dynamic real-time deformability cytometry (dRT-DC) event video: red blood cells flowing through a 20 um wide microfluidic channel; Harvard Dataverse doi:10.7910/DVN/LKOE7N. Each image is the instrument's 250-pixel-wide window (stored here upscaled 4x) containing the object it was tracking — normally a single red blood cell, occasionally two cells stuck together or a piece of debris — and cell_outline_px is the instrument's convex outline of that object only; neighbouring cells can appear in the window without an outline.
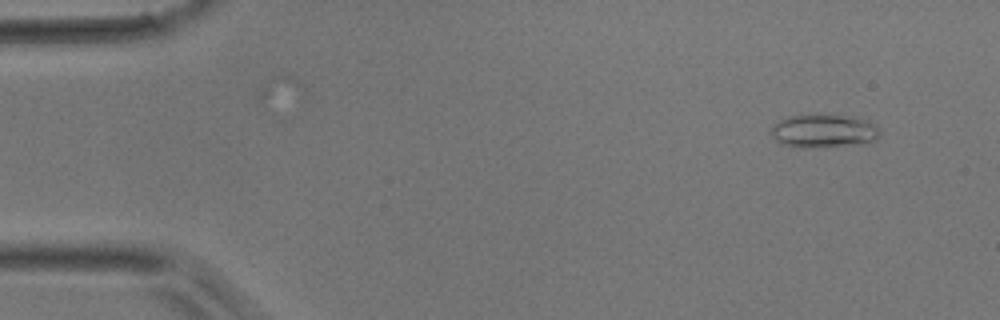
{"species": "common noctule bat (a hibernating species)", "species_latin": "Nyctalus noctula", "temperature_condition": "room temperature", "stored_images_in_passage": 48, "camera_frame_rate_fps": 3000, "um_per_image_px": 0.085, "animal": {"sex": "male", "body_mass_g": 17.9}, "frame": {"image": 1, "passage_image": 4, "time_ms": 1.0, "image_size_px": [1000, 320], "cell_outline_px": [[880, 132], [872, 140], [860, 144], [800, 148], [780, 144], [772, 136], [772, 128], [776, 120], [788, 116], [816, 112], [848, 116], [864, 120], [876, 124]], "centroid_in_image_um": [69.93, 11.09], "position_along_channel_um": 15.1, "area_um2": 21.5}}
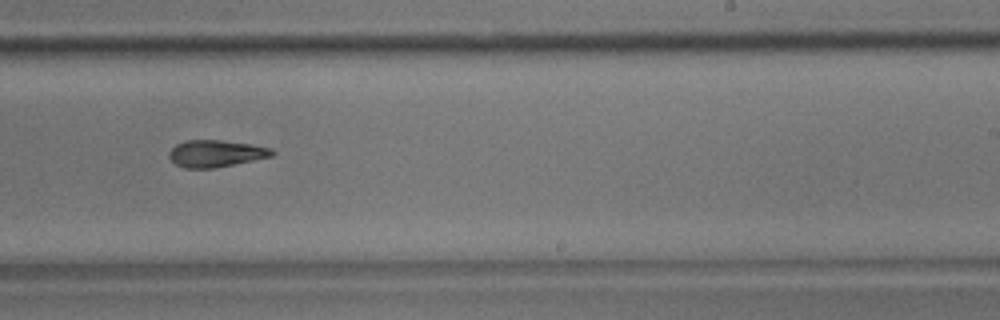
{"frame": {"image": 2, "passage_image": 30, "time_ms": 9.667, "image_size_px": [1000, 320], "cell_outline_px": [[276, 152], [272, 156], [212, 168], [184, 168], [176, 164], [168, 156], [168, 152], [176, 144], [184, 140], [220, 140], [252, 144], [272, 148]], "centroid_in_image_um": [18.33, 13.03], "position_along_channel_um": 270.7, "area_um2": 16.07}}
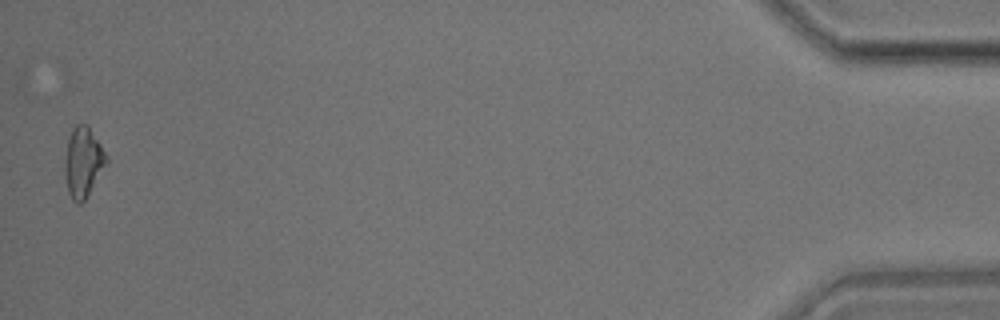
{"frame": {"image": 3, "passage_image": 48, "time_ms": 15.667, "image_size_px": [1000, 320], "cell_outline_px": [[108, 160], [88, 196], [80, 204], [76, 204], [72, 200], [68, 192], [64, 172], [64, 160], [68, 136], [72, 128], [76, 124], [88, 124], [108, 156]], "centroid_in_image_um": [7.05, 13.77], "position_along_channel_um": 428.2, "area_um2": 17.22}}